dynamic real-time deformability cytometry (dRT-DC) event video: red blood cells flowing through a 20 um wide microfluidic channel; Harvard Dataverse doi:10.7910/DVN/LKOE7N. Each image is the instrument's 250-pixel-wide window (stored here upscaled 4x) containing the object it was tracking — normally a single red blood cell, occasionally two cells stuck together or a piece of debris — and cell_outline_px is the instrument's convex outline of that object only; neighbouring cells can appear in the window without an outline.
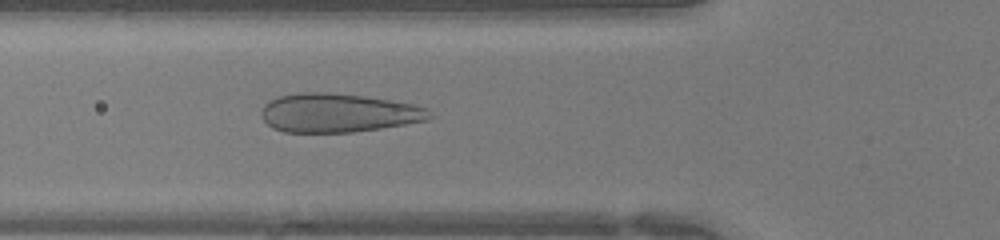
{"species": "human", "species_latin": "Homo sapiens", "temperature_condition": "warm", "stored_images_in_passage": 44, "camera_frame_rate_fps": 3000, "um_per_image_px": 0.085, "donor": {"sex": "female"}, "frame": {"image": 1, "passage_image": 14, "time_ms": 4.333, "image_size_px": [1000, 240], "cell_outline_px": [[436, 116], [428, 120], [380, 128], [352, 132], [284, 132], [272, 128], [260, 116], [260, 112], [264, 104], [276, 96], [300, 92], [324, 92], [360, 96], [388, 100], [412, 104], [428, 108]], "centroid_in_image_um": [28.73, 9.6], "position_along_channel_um": 97.1, "area_um2": 38.09}}
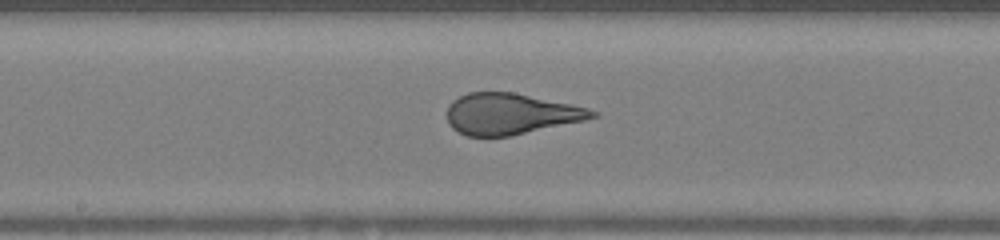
{"frame": {"image": 2, "passage_image": 21, "time_ms": 6.667, "image_size_px": [1000, 240], "cell_outline_px": [[600, 116], [584, 120], [508, 136], [468, 136], [452, 128], [448, 124], [448, 104], [452, 100], [468, 92], [512, 92], [572, 104], [588, 108], [600, 112]], "centroid_in_image_um": [43.4, 9.67], "position_along_channel_um": 204.8, "area_um2": 34.56}}
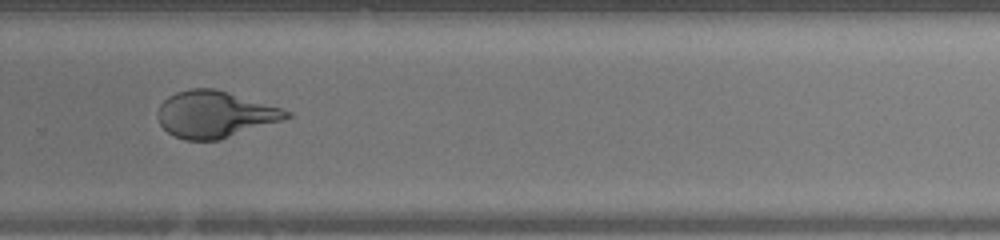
{"frame": {"image": 3, "passage_image": 28, "time_ms": 9.0, "image_size_px": [1000, 240], "cell_outline_px": [[292, 116], [284, 120], [220, 140], [184, 140], [168, 132], [160, 124], [156, 116], [156, 112], [160, 104], [168, 96], [176, 92], [192, 88], [216, 88], [280, 108], [292, 112]], "centroid_in_image_um": [18.25, 9.72], "position_along_channel_um": 311.6, "area_um2": 35.08}}